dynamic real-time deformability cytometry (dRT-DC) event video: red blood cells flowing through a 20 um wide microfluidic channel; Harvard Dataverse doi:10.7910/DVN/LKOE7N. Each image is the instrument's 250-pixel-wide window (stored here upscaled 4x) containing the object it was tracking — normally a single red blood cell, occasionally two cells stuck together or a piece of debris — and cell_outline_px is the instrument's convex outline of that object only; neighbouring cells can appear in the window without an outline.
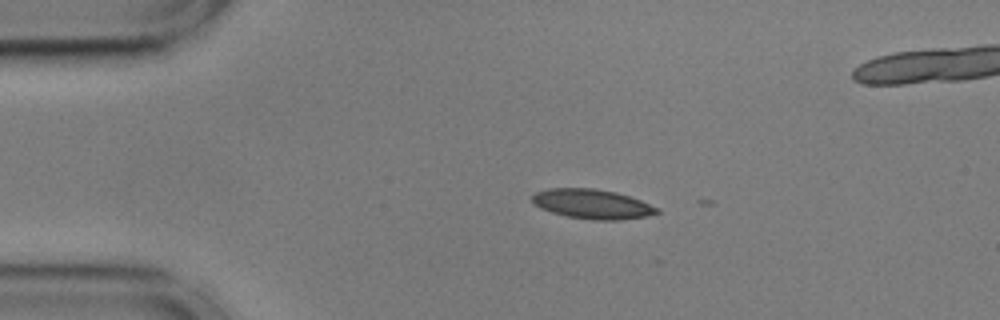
{"species": "common noctule bat (a hibernating species)", "species_latin": "Nyctalus noctula", "temperature_condition": "cold", "stored_images_in_passage": 20, "camera_frame_rate_fps": 3000, "um_per_image_px": 0.085, "animal": {"sex": "male", "body_mass_g": 17.9, "forearm_length_mm": 54.2}, "frame": {"image": 1, "passage_image": 1, "time_ms": 0.0, "image_size_px": [1000, 320], "cell_outline_px": [[660, 212], [648, 216], [620, 220], [596, 220], [568, 216], [552, 212], [540, 208], [532, 204], [532, 196], [536, 192], [548, 188], [592, 188], [616, 192], [640, 200], [660, 208]], "centroid_in_image_um": [50.34, 17.34], "position_along_channel_um": 34.7, "area_um2": 21.5}}